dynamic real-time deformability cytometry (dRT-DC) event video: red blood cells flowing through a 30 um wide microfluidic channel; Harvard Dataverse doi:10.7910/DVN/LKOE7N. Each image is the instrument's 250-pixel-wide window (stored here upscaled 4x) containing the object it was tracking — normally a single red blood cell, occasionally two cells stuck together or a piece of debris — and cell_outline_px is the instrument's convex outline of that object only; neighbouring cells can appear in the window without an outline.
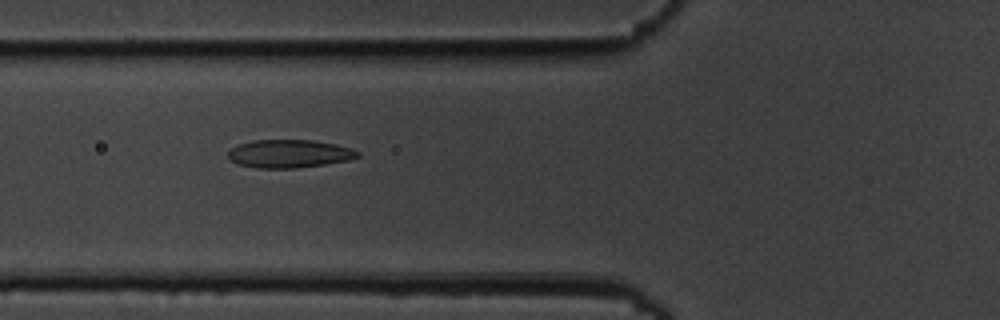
{"species": "common noctule bat (a hibernating species)", "species_latin": "Nyctalus noctula", "temperature_condition": "cold", "stored_images_in_passage": 8, "camera_frame_rate_fps": 3000, "um_per_image_px": 0.085, "animal": {"sex": "male", "body_mass_g": 19.5, "forearm_length_mm": 54.6}, "frame": {"image": 1, "passage_image": 3, "time_ms": 2.333, "image_size_px": [1000, 320], "cell_outline_px": [[360, 156], [348, 160], [324, 164], [296, 168], [256, 168], [236, 164], [228, 156], [228, 152], [232, 148], [240, 144], [252, 140], [312, 140], [336, 144], [352, 148], [360, 152]], "centroid_in_image_um": [24.6, 13.06], "position_along_channel_um": 101.2, "area_um2": 21.21}}
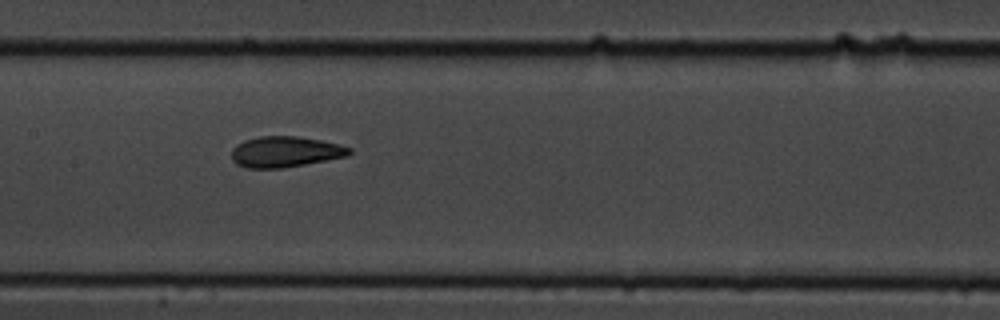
{"frame": {"image": 2, "passage_image": 5, "time_ms": 4.667, "image_size_px": [1000, 320], "cell_outline_px": [[352, 152], [348, 156], [284, 168], [248, 168], [236, 164], [232, 160], [232, 148], [236, 144], [244, 140], [260, 136], [296, 136], [320, 140], [352, 148]], "centroid_in_image_um": [24.22, 12.9], "position_along_channel_um": 183.2, "area_um2": 21.15}}
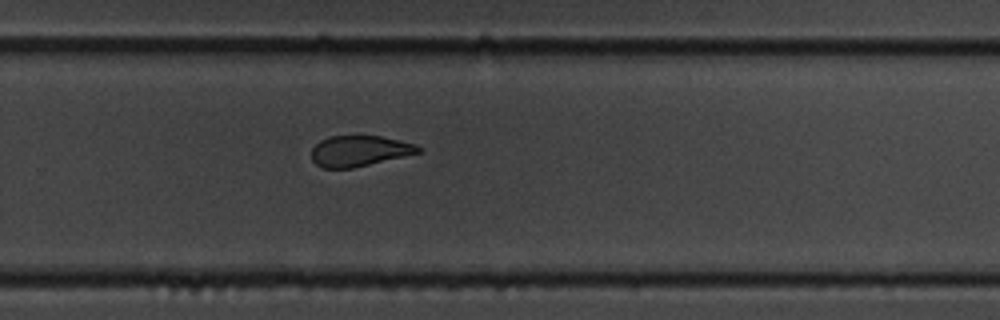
{"frame": {"image": 3, "passage_image": 8, "time_ms": 8.0, "image_size_px": [1000, 320], "cell_outline_px": [[420, 152], [404, 156], [352, 168], [324, 168], [316, 164], [312, 160], [312, 148], [320, 140], [332, 136], [380, 136], [416, 144], [420, 148]], "centroid_in_image_um": [30.52, 12.83], "position_along_channel_um": 299.3, "area_um2": 18.84}}